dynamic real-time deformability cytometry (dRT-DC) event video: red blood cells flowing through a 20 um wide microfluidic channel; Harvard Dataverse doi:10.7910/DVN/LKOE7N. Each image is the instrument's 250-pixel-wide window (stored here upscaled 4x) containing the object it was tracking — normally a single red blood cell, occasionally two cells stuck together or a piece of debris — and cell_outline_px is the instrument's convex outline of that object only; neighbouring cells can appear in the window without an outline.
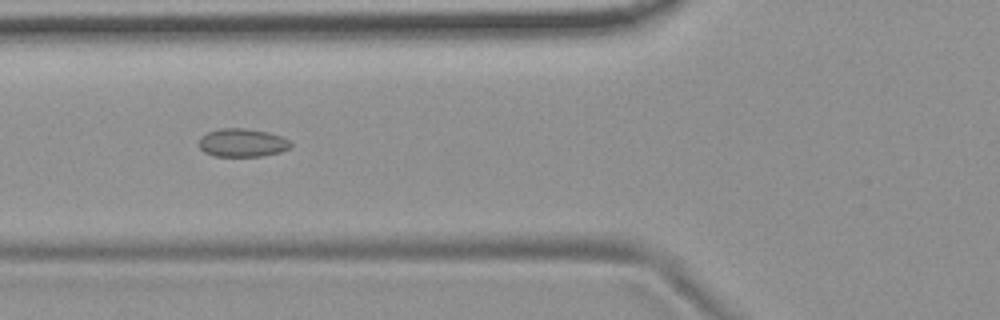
{"species": "common noctule bat (a hibernating species)", "species_latin": "Nyctalus noctula", "temperature_condition": "room temperature", "stored_images_in_passage": 10, "camera_frame_rate_fps": 3000, "um_per_image_px": 0.085, "animal": {"sex": "female", "body_mass_g": 19.9}, "frame": {"image": 1, "passage_image": 6, "time_ms": 5.667, "image_size_px": [1000, 320], "cell_outline_px": [[292, 144], [288, 148], [280, 152], [260, 156], [216, 156], [204, 152], [200, 148], [200, 136], [208, 132], [220, 128], [244, 128], [268, 132], [280, 136], [288, 140]], "centroid_in_image_um": [20.58, 12.13], "position_along_channel_um": 105.2, "area_um2": 14.97}}
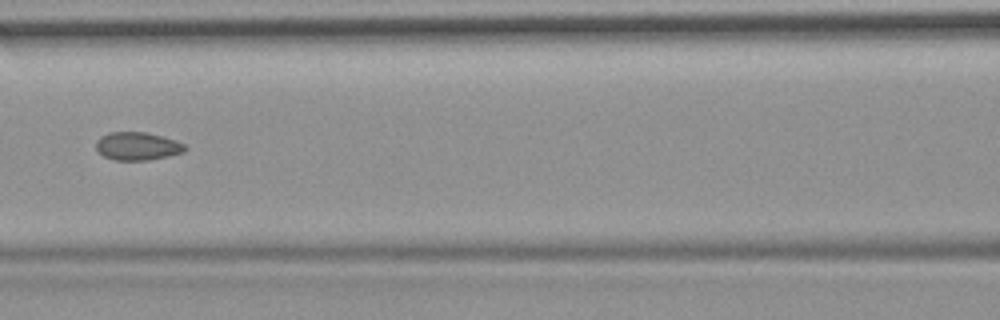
{"frame": {"image": 2, "passage_image": 7, "time_ms": 7.0, "image_size_px": [1000, 320], "cell_outline_px": [[188, 148], [184, 152], [168, 156], [148, 160], [116, 160], [104, 156], [96, 148], [96, 140], [100, 136], [108, 132], [144, 132], [176, 140], [184, 144]], "centroid_in_image_um": [11.68, 12.42], "position_along_channel_um": 154.9, "area_um2": 14.51}}